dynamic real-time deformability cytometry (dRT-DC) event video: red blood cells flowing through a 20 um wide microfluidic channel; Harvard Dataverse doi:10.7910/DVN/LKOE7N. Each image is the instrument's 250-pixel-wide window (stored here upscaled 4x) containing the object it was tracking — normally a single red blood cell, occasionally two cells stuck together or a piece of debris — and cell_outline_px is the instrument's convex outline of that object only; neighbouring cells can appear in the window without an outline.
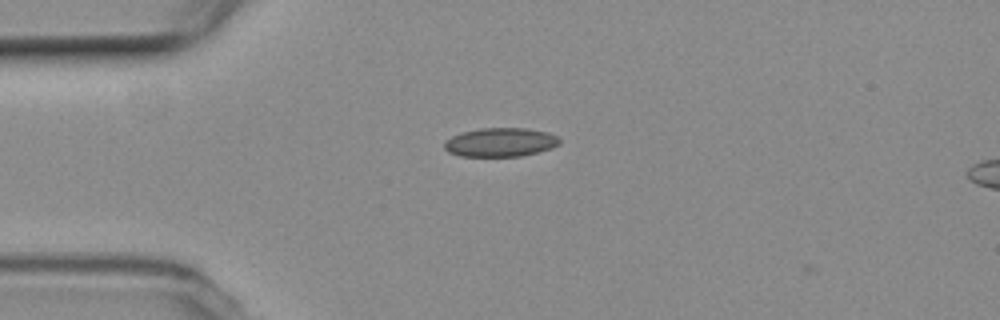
{"species": "common noctule bat (a hibernating species)", "species_latin": "Nyctalus noctula", "temperature_condition": "room temperature", "stored_images_in_passage": 5, "camera_frame_rate_fps": 3000, "um_per_image_px": 0.085, "animal": {"sex": "female", "body_mass_g": 19.3, "forearm_length_mm": 54.1}, "frame": {"image": 1, "passage_image": 4, "time_ms": 1.0, "image_size_px": [1000, 320], "cell_outline_px": [[560, 144], [552, 148], [520, 156], [460, 156], [448, 152], [444, 148], [444, 140], [460, 132], [480, 128], [528, 128], [548, 132], [556, 136], [560, 140]], "centroid_in_image_um": [42.51, 12.08], "position_along_channel_um": 42.5, "area_um2": 19.48}}